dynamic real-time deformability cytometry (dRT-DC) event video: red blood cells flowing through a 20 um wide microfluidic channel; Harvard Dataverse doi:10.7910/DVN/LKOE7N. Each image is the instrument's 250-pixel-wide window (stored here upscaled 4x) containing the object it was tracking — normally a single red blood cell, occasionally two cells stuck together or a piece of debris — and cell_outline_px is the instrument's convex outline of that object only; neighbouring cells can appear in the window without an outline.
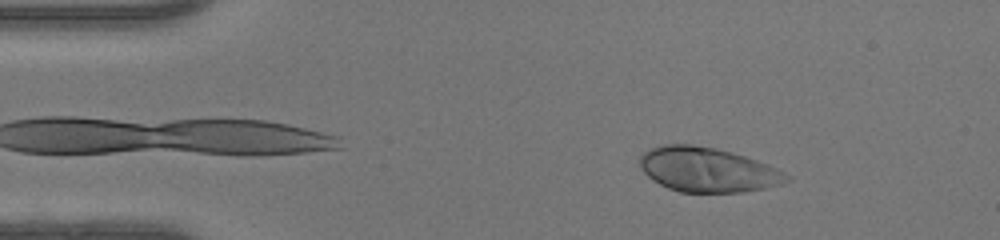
{"species": "human", "species_latin": "Homo sapiens", "temperature_condition": "warm", "stored_images_in_passage": 46, "camera_frame_rate_fps": 3000, "um_per_image_px": 0.085, "donor": {"sex": "female"}, "frame": {"image": 1, "passage_image": 6, "time_ms": 1.667, "image_size_px": [1000, 240], "cell_outline_px": [[792, 180], [780, 184], [764, 188], [740, 192], [680, 192], [668, 188], [652, 180], [640, 168], [640, 156], [648, 148], [660, 144], [692, 144], [716, 148], [732, 152], [768, 164], [792, 176]], "centroid_in_image_um": [60.13, 14.41], "position_along_channel_um": 24.9, "area_um2": 38.32}}
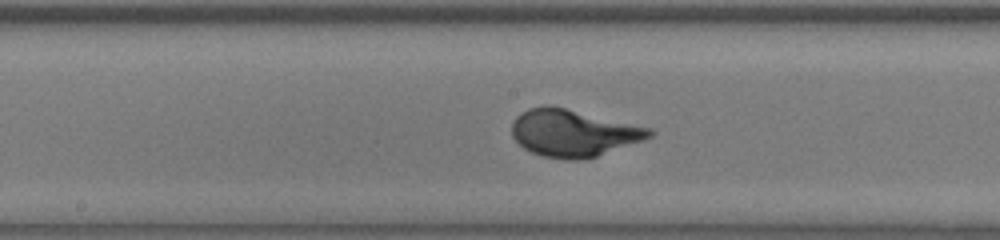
{"frame": {"image": 2, "passage_image": 23, "time_ms": 7.333, "image_size_px": [1000, 240], "cell_outline_px": [[656, 132], [652, 136], [644, 140], [596, 156], [580, 160], [564, 160], [540, 156], [524, 148], [512, 136], [512, 120], [520, 112], [528, 108], [544, 104], [564, 108], [652, 128]], "centroid_in_image_um": [48.71, 11.31], "position_along_channel_um": 199.5, "area_um2": 37.8}}
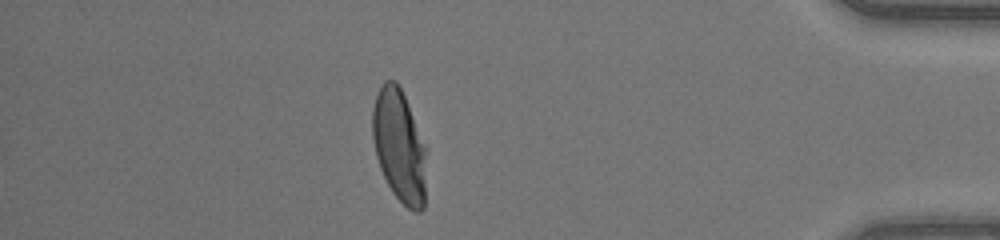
{"frame": {"image": 3, "passage_image": 40, "time_ms": 13.0, "image_size_px": [1000, 240], "cell_outline_px": [[428, 148], [424, 208], [420, 212], [416, 212], [408, 208], [392, 192], [380, 168], [376, 156], [372, 136], [372, 108], [376, 96], [384, 80], [396, 80], [404, 96]], "centroid_in_image_um": [33.97, 12.42], "position_along_channel_um": 401.2, "area_um2": 35.89}, "authors_computed_cell_mechanics": {"area_um2": 36.5007, "velocity_mm_per_s": 4.3473, "shape_relaxation_time_tau1_ms": 2.8313, "shape_relaxation_time_tau2_ms": null, "deformation_change_tau1": 0.2183, "deformation_change_tau2": null}}